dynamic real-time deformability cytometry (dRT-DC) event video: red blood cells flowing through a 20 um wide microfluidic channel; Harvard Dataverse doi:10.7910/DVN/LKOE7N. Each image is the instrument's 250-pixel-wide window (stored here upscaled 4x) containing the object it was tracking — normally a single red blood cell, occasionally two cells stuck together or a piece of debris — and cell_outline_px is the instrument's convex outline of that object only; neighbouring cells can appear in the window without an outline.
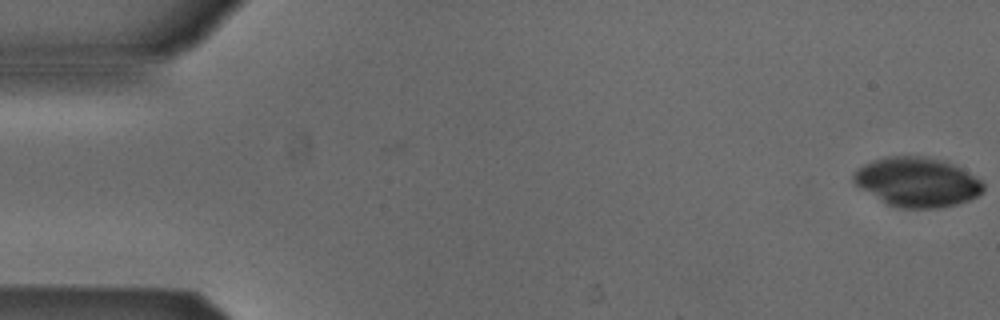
{"species": "Egyptian fruit bat (a non-hibernating species)", "species_latin": "Rousettus aegyptiacus", "temperature_condition": "cold", "stored_images_in_passage": 53, "camera_frame_rate_fps": 3000, "um_per_image_px": 0.085, "animal": {"sex": "male"}, "frame": {"image": 1, "passage_image": 1, "time_ms": 0.0, "image_size_px": [1000, 320], "cell_outline_px": [[984, 192], [968, 200], [956, 204], [940, 208], [900, 208], [888, 204], [860, 188], [852, 180], [852, 176], [856, 168], [872, 160], [888, 156], [928, 156], [948, 160], [980, 180], [984, 184]], "centroid_in_image_um": [77.96, 15.46], "position_along_channel_um": 7.0, "area_um2": 37.57}}
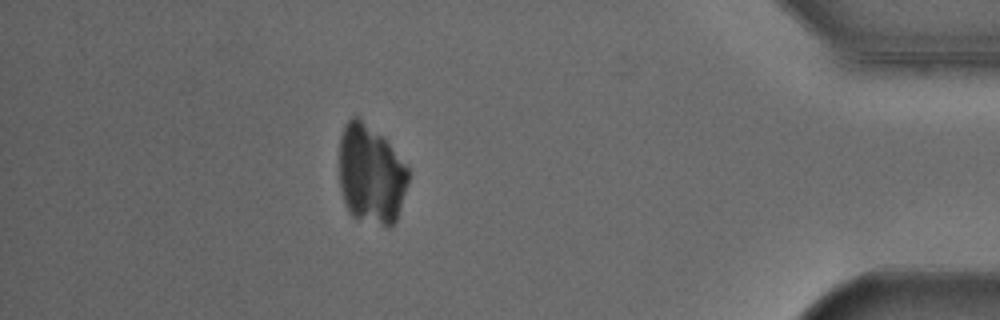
{"frame": {"image": 2, "passage_image": 47, "time_ms": 15.333, "image_size_px": [1000, 320], "cell_outline_px": [[408, 180], [396, 220], [392, 228], [388, 228], [352, 216], [348, 212], [344, 204], [340, 188], [340, 136], [344, 124], [352, 116], [356, 116], [384, 136], [408, 164]], "centroid_in_image_um": [31.53, 14.81], "position_along_channel_um": 403.7, "area_um2": 40.46}}